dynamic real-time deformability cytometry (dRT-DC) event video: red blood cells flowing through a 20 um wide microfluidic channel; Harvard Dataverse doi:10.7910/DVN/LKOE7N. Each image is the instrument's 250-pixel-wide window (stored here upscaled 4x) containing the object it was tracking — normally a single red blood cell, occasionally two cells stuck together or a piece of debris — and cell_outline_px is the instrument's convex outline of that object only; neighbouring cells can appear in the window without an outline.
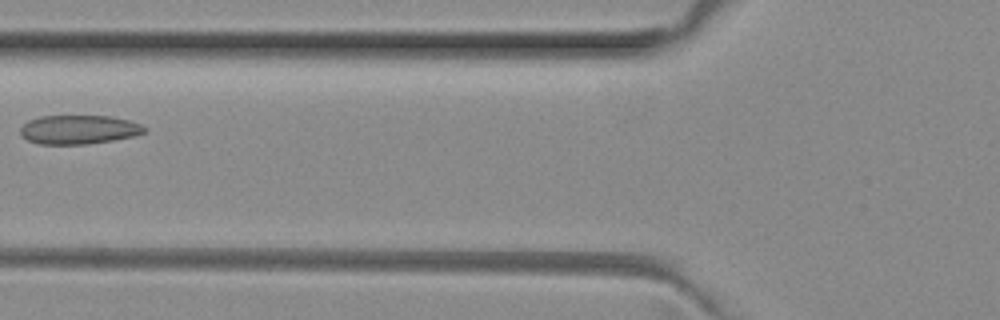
{"species": "common noctule bat (a hibernating species)", "species_latin": "Nyctalus noctula", "temperature_condition": "room temperature", "stored_images_in_passage": 2, "camera_frame_rate_fps": 3000, "um_per_image_px": 0.085, "animal": {"sex": "female", "body_mass_g": 29.2, "forearm_length_mm": 56.3}, "frame": {"image": 1, "passage_image": 2, "time_ms": 0.333, "image_size_px": [1000, 320], "cell_outline_px": [[148, 132], [132, 136], [112, 140], [84, 144], [40, 144], [28, 140], [20, 132], [20, 128], [28, 120], [40, 116], [112, 116], [128, 120], [140, 124], [148, 128]], "centroid_in_image_um": [6.72, 11.0], "position_along_channel_um": 119.1, "area_um2": 20.87}}